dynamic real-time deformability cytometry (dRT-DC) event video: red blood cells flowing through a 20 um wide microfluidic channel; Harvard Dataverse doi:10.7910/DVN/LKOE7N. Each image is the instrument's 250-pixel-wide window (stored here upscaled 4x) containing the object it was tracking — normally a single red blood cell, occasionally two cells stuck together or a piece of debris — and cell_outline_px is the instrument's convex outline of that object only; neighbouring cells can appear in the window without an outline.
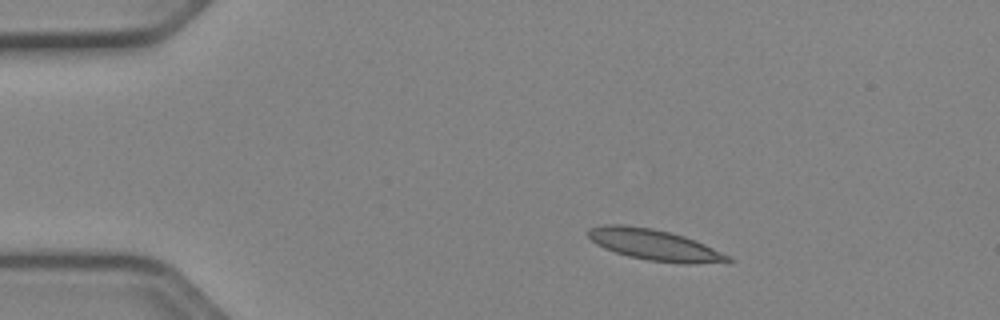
{"species": "Egyptian fruit bat (a non-hibernating species)", "species_latin": "Rousettus aegyptiacus", "temperature_condition": "cold", "stored_images_in_passage": 39, "camera_frame_rate_fps": 3000, "um_per_image_px": 0.085, "animal": {"sex": "female"}, "frame": {"image": 1, "passage_image": 1, "time_ms": 0.0, "image_size_px": [1000, 320], "cell_outline_px": [[732, 260], [688, 264], [648, 260], [628, 256], [604, 248], [596, 244], [588, 236], [588, 228], [604, 224], [624, 224], [652, 228], [684, 236], [704, 244], [732, 256]], "centroid_in_image_um": [55.58, 20.79], "position_along_channel_um": 29.4, "area_um2": 24.97}}
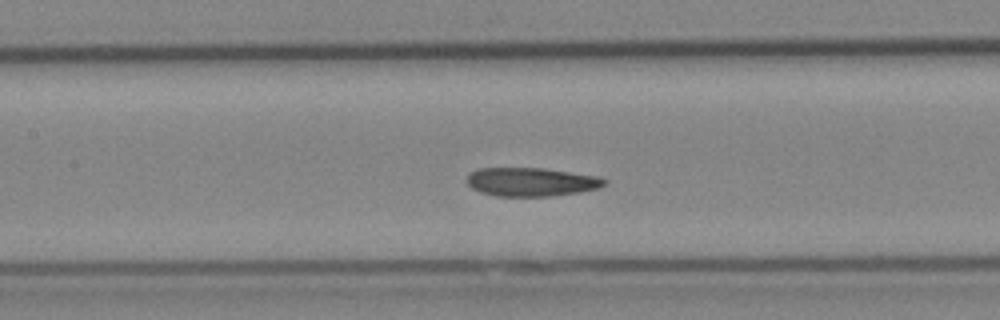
{"frame": {"image": 2, "passage_image": 16, "time_ms": 5.0, "image_size_px": [1000, 320], "cell_outline_px": [[608, 184], [600, 188], [580, 192], [552, 196], [496, 196], [480, 192], [472, 188], [464, 180], [468, 172], [480, 168], [544, 168], [596, 176], [608, 180]], "centroid_in_image_um": [45.14, 15.46], "position_along_channel_um": 162.3, "area_um2": 23.24}}
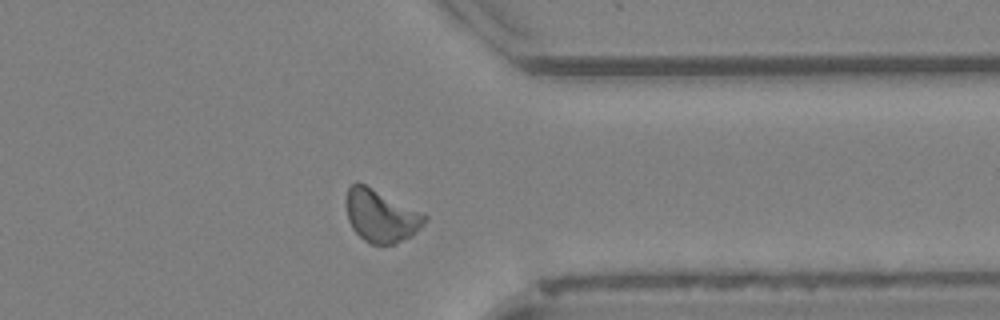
{"frame": {"image": 3, "passage_image": 33, "time_ms": 10.667, "image_size_px": [1000, 320], "cell_outline_px": [[428, 216], [424, 224], [412, 236], [396, 244], [372, 244], [364, 240], [352, 228], [348, 220], [344, 204], [344, 200], [348, 188], [356, 180]], "centroid_in_image_um": [32.33, 18.35], "position_along_channel_um": 379.1, "area_um2": 23.99}, "authors_computed_cell_mechanics": {"area_um2": 23.2356, "velocity_mm_per_s": 3.9032, "shape_relaxation_time_tau1_ms": 7.5458, "shape_relaxation_time_tau2_ms": 2.8647, "deformation_change_tau1": 0.1872, "deformation_change_tau2": 0.0815}}